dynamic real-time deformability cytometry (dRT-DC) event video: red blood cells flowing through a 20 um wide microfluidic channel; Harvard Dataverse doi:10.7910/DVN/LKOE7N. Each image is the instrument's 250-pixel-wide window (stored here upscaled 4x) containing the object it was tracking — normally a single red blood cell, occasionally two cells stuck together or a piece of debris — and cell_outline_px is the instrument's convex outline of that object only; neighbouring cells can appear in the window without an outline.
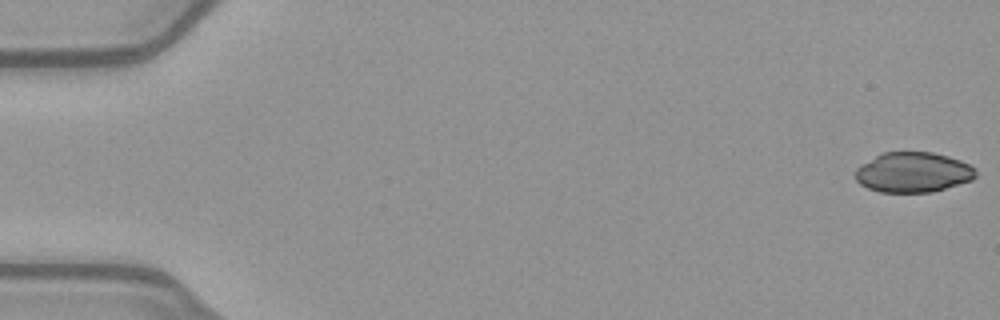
{"species": "common noctule bat (a hibernating species)", "species_latin": "Nyctalus noctula", "temperature_condition": "warm", "stored_images_in_passage": 51, "camera_frame_rate_fps": 3000, "um_per_image_px": 0.085, "animal": {"sex": "female", "body_mass_g": 21.9}, "frame": {"image": 1, "passage_image": 1, "time_ms": 0.0, "image_size_px": [1000, 320], "cell_outline_px": [[976, 176], [972, 180], [932, 192], [880, 192], [868, 188], [860, 184], [856, 180], [856, 168], [860, 164], [884, 152], [932, 152], [948, 156], [960, 160], [976, 168]], "centroid_in_image_um": [77.62, 14.64], "position_along_channel_um": 7.4, "area_um2": 28.15}}